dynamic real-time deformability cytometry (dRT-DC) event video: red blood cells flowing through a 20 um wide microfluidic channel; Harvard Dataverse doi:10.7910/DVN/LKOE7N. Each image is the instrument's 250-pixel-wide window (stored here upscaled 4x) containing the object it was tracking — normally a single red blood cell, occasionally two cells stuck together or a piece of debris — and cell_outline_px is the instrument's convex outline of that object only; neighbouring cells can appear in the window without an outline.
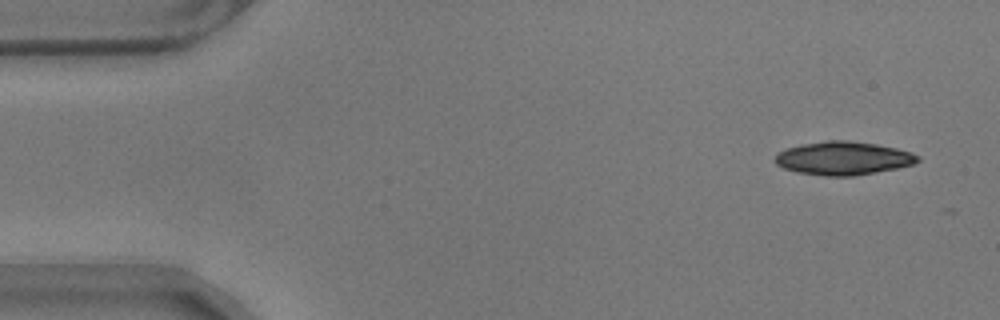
{"species": "common noctule bat (a hibernating species)", "species_latin": "Nyctalus noctula", "temperature_condition": "warm", "stored_images_in_passage": 14, "camera_frame_rate_fps": 3000, "um_per_image_px": 0.085, "animal": {"sex": "male", "body_mass_g": 17.9}, "frame": {"image": 1, "passage_image": 3, "time_ms": 0.667, "image_size_px": [1000, 320], "cell_outline_px": [[920, 160], [916, 164], [896, 168], [852, 176], [828, 176], [796, 172], [784, 168], [776, 164], [776, 152], [800, 144], [828, 140], [848, 140], [876, 144], [896, 148], [912, 152], [920, 156]], "centroid_in_image_um": [71.69, 13.44], "position_along_channel_um": 13.3, "area_um2": 27.74}}
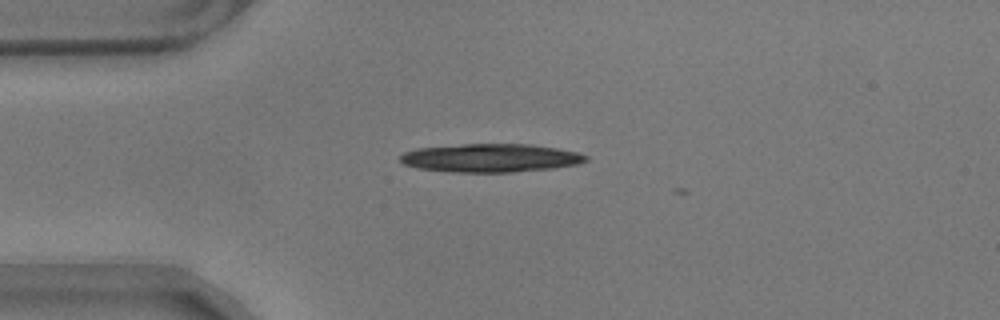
{"frame": {"image": 2, "passage_image": 13, "time_ms": 4.0, "image_size_px": [1000, 320], "cell_outline_px": [[588, 160], [580, 164], [552, 168], [512, 172], [452, 172], [420, 168], [404, 164], [400, 160], [400, 156], [404, 152], [416, 148], [464, 144], [528, 144], [556, 148], [576, 152], [588, 156]], "centroid_in_image_um": [41.71, 13.42], "position_along_channel_um": 43.3, "area_um2": 30.58}}